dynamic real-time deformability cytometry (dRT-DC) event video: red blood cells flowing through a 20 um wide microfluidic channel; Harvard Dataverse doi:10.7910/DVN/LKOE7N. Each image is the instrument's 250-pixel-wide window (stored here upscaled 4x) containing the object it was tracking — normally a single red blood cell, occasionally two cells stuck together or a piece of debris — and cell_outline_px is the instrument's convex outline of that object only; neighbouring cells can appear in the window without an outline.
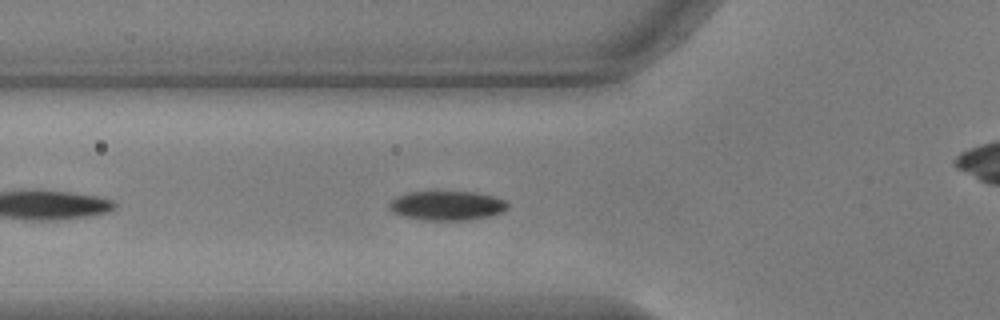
{"species": "common noctule bat (a hibernating species)", "species_latin": "Nyctalus noctula", "temperature_condition": "warm", "stored_images_in_passage": 42, "camera_frame_rate_fps": 3000, "um_per_image_px": 0.085, "animal": {"sex": "male", "body_mass_g": 17.9, "forearm_length_mm": 54.2}, "frame": {"image": 1, "passage_image": 6, "time_ms": 1.667, "image_size_px": [1000, 320], "cell_outline_px": [[508, 208], [504, 212], [488, 216], [468, 220], [428, 220], [404, 216], [388, 208], [388, 204], [396, 196], [408, 192], [436, 188], [476, 192], [492, 196], [504, 200], [508, 204]], "centroid_in_image_um": [37.98, 17.41], "position_along_channel_um": 87.8, "area_um2": 21.04}}
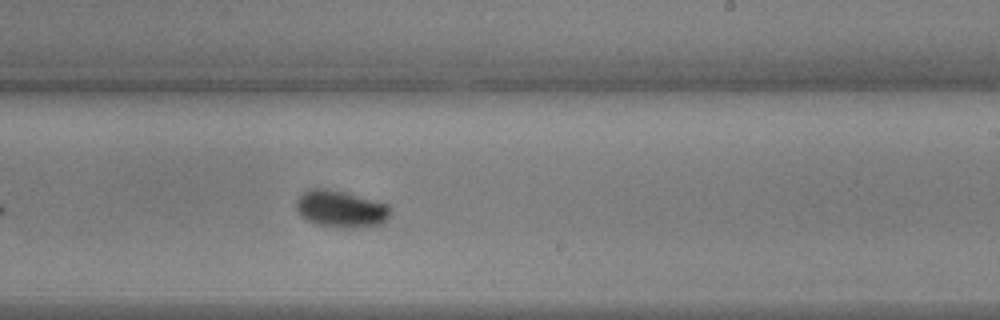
{"frame": {"image": 2, "passage_image": 20, "time_ms": 6.333, "image_size_px": [1000, 320], "cell_outline_px": [[392, 212], [380, 224], [352, 228], [344, 228], [316, 224], [300, 216], [296, 212], [296, 200], [308, 188], [328, 188], [344, 192], [388, 204], [392, 208]], "centroid_in_image_um": [28.94, 17.75], "position_along_channel_um": 260.1, "area_um2": 20.29}}
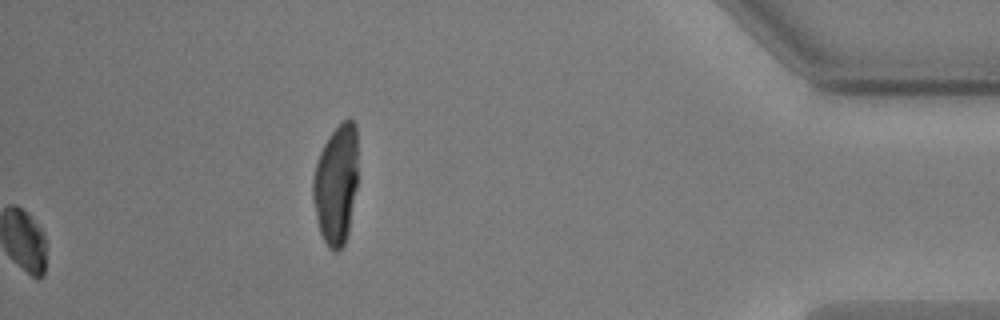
{"frame": {"image": 3, "passage_image": 42, "time_ms": 13.667, "image_size_px": [1000, 320], "cell_outline_px": [[356, 188], [348, 232], [344, 244], [336, 252], [332, 252], [328, 248], [320, 232], [312, 200], [312, 180], [316, 164], [320, 152], [328, 136], [344, 120], [352, 120], [356, 124]], "centroid_in_image_um": [28.54, 15.7], "position_along_channel_um": 406.7, "area_um2": 31.1}, "authors_computed_cell_mechanics": {"area_um2": 19.9121, "velocity_mm_per_s": 3.68, "shape_relaxation_time_tau1_ms": 2.589, "shape_relaxation_time_tau2_ms": 1.6885, "deformation_change_tau1": 0.1525, "deformation_change_tau2": 0.0295}}